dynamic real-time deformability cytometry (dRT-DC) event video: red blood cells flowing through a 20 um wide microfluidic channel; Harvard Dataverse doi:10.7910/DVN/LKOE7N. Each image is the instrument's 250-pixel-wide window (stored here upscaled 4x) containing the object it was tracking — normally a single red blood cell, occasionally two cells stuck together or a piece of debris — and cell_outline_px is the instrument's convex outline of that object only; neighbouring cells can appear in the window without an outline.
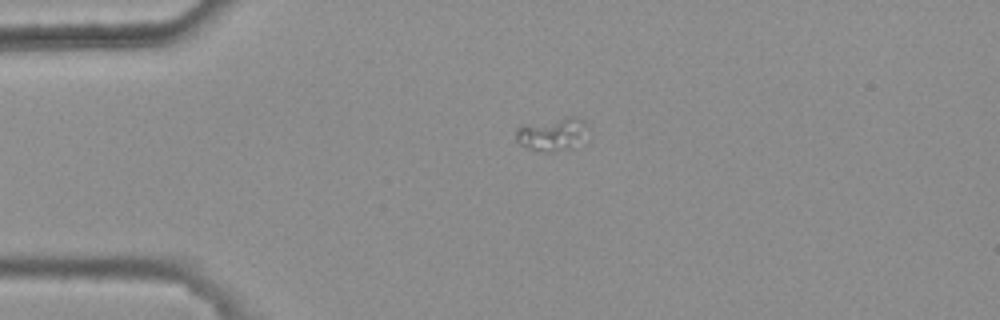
{"species": "common noctule bat (a hibernating species)", "species_latin": "Nyctalus noctula", "temperature_condition": "warm", "stored_images_in_passage": 2, "camera_frame_rate_fps": 3000, "um_per_image_px": 0.085, "animal": {"sex": "female", "body_mass_g": 25.1}, "frame": {"image": 1, "passage_image": 1, "time_ms": 0.0, "image_size_px": [1000, 320], "cell_outline_px": [[584, 124], [572, 148], [552, 152], [548, 152], [528, 148], [520, 144], [516, 140], [516, 132], [520, 124], [568, 116], [576, 116], [584, 120]], "centroid_in_image_um": [46.78, 11.37], "position_along_channel_um": 38.2, "area_um2": 13.24}}